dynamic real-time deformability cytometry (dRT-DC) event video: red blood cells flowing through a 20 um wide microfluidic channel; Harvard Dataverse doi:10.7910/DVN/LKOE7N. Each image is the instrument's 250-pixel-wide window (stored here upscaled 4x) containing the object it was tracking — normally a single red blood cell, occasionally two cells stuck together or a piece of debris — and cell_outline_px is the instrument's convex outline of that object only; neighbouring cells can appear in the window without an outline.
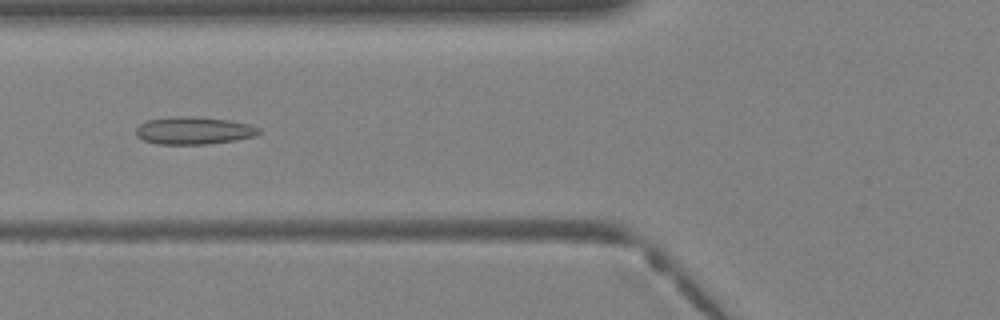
{"species": "Egyptian fruit bat (a non-hibernating species)", "species_latin": "Rousettus aegyptiacus", "temperature_condition": "warm", "stored_images_in_passage": 39, "camera_frame_rate_fps": 3000, "um_per_image_px": 0.085, "animal": {"sex": "female"}, "frame": {"image": 1, "passage_image": 15, "time_ms": 4.667, "image_size_px": [1000, 320], "cell_outline_px": [[260, 132], [252, 136], [236, 140], [208, 144], [160, 144], [144, 140], [136, 136], [136, 128], [140, 124], [148, 120], [176, 116], [188, 116], [228, 120], [248, 124], [260, 128]], "centroid_in_image_um": [16.45, 11.1], "position_along_channel_um": 109.4, "area_um2": 19.48}}
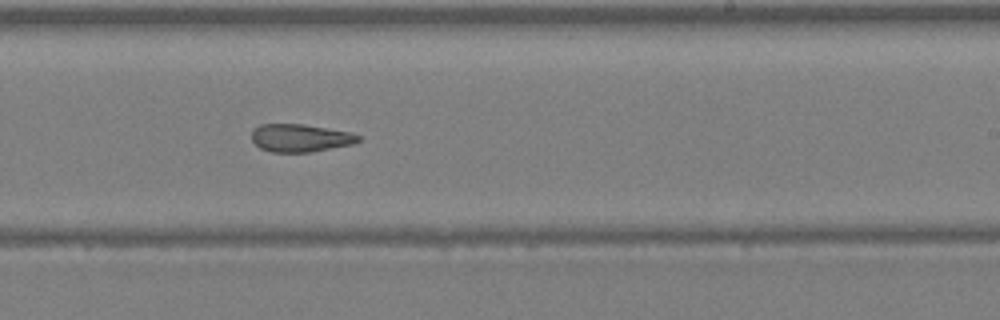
{"frame": {"image": 2, "passage_image": 24, "time_ms": 7.667, "image_size_px": [1000, 320], "cell_outline_px": [[360, 140], [352, 144], [308, 152], [272, 152], [260, 148], [252, 140], [252, 128], [260, 124], [304, 124], [352, 132], [360, 136]], "centroid_in_image_um": [25.5, 11.71], "position_along_channel_um": 263.5, "area_um2": 17.28}}
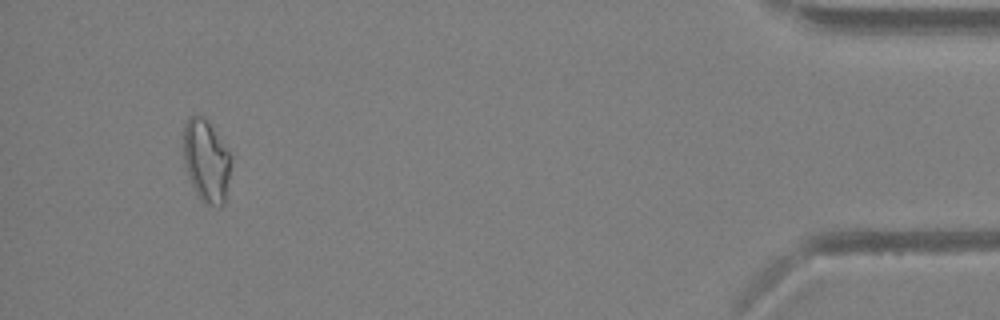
{"frame": {"image": 3, "passage_image": 37, "time_ms": 12.0, "image_size_px": [1000, 320], "cell_outline_px": [[232, 156], [224, 204], [204, 204], [200, 200], [188, 176], [184, 164], [184, 124], [192, 116], [204, 116], [208, 120]], "centroid_in_image_um": [17.53, 13.65], "position_along_channel_um": 417.7, "area_um2": 22.6}}